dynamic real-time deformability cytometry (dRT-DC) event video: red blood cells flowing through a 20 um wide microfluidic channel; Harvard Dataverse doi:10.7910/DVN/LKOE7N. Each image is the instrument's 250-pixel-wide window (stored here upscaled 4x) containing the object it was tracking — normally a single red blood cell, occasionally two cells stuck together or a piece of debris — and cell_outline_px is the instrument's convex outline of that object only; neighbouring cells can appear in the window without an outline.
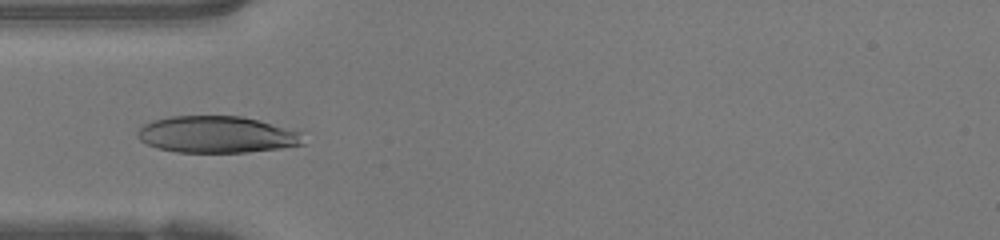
{"species": "human", "species_latin": "Homo sapiens", "temperature_condition": "warm", "stored_images_in_passage": 34, "camera_frame_rate_fps": 3000, "um_per_image_px": 0.085, "donor": {"sex": "female"}, "frame": {"image": 1, "passage_image": 1, "time_ms": 0.0, "image_size_px": [1000, 240], "cell_outline_px": [[304, 144], [280, 148], [248, 152], [176, 152], [156, 148], [140, 140], [136, 136], [136, 132], [144, 124], [152, 120], [172, 116], [240, 116], [256, 120], [296, 132]], "centroid_in_image_um": [18.3, 11.44], "position_along_channel_um": 66.7, "area_um2": 34.85}}
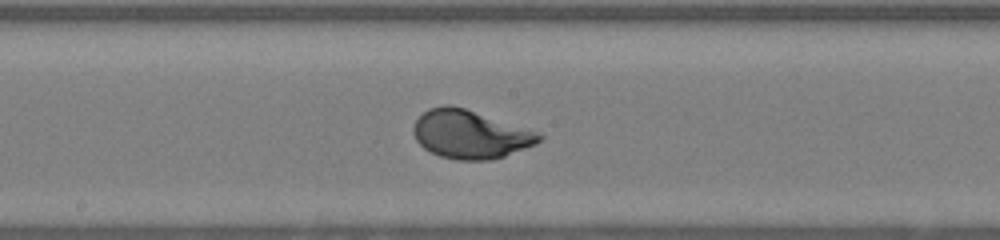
{"frame": {"image": 2, "passage_image": 11, "time_ms": 3.333, "image_size_px": [1000, 240], "cell_outline_px": [[544, 136], [536, 144], [504, 156], [488, 160], [456, 160], [440, 156], [424, 148], [416, 140], [412, 132], [412, 128], [416, 120], [428, 108], [444, 104], [452, 104], [536, 132]], "centroid_in_image_um": [39.91, 11.42], "position_along_channel_um": 208.3, "area_um2": 35.03}}
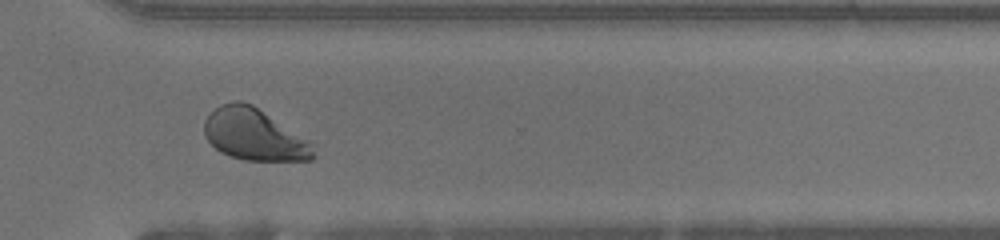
{"frame": {"image": 3, "passage_image": 21, "time_ms": 6.667, "image_size_px": [1000, 240], "cell_outline_px": [[312, 160], [244, 160], [220, 152], [204, 136], [204, 120], [220, 104], [236, 100], [240, 100], [252, 104], [312, 140]], "centroid_in_image_um": [21.61, 11.42], "position_along_channel_um": 349.0, "area_um2": 32.95}}